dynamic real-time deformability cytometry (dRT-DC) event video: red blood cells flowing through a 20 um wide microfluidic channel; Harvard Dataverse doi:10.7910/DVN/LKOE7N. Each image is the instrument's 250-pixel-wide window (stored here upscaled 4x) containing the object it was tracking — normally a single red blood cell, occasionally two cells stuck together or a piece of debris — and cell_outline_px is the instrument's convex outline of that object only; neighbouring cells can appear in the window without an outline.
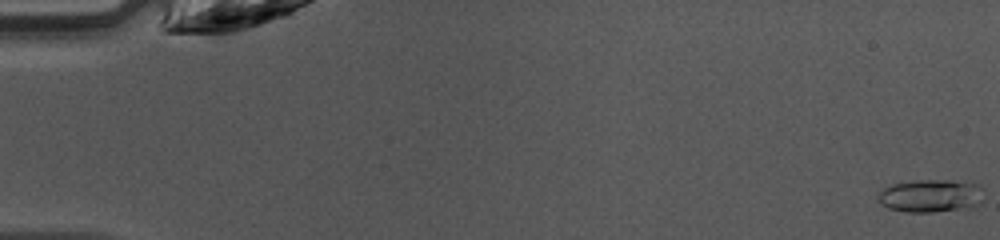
{"species": "common noctule bat (a hibernating species)", "species_latin": "Nyctalus noctula", "temperature_condition": "warm", "stored_images_in_passage": 18, "camera_frame_rate_fps": 3000, "um_per_image_px": 0.085, "animal": {"sex": "female", "body_mass_g": 10.0, "forearm_length_mm": 53.1}, "frame": {"image": 1, "passage_image": 1, "time_ms": 0.0, "image_size_px": [1000, 240], "cell_outline_px": [[984, 200], [980, 204], [972, 208], [932, 212], [904, 212], [888, 208], [880, 204], [876, 196], [884, 188], [892, 184], [916, 180], [948, 180], [980, 184]], "centroid_in_image_um": [79.13, 16.66], "position_along_channel_um": 5.9, "area_um2": 20.63}}
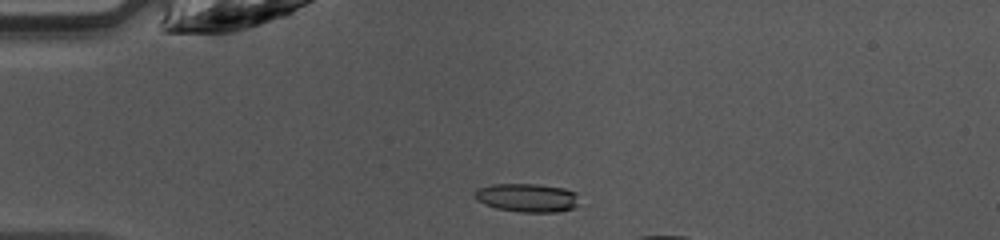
{"frame": {"image": 2, "passage_image": 12, "time_ms": 3.667, "image_size_px": [1000, 240], "cell_outline_px": [[576, 204], [572, 208], [556, 212], [520, 212], [496, 208], [484, 204], [476, 200], [472, 196], [472, 192], [476, 188], [492, 184], [536, 184], [564, 188], [576, 192]], "centroid_in_image_um": [44.71, 16.79], "position_along_channel_um": 40.3, "area_um2": 17.46}}